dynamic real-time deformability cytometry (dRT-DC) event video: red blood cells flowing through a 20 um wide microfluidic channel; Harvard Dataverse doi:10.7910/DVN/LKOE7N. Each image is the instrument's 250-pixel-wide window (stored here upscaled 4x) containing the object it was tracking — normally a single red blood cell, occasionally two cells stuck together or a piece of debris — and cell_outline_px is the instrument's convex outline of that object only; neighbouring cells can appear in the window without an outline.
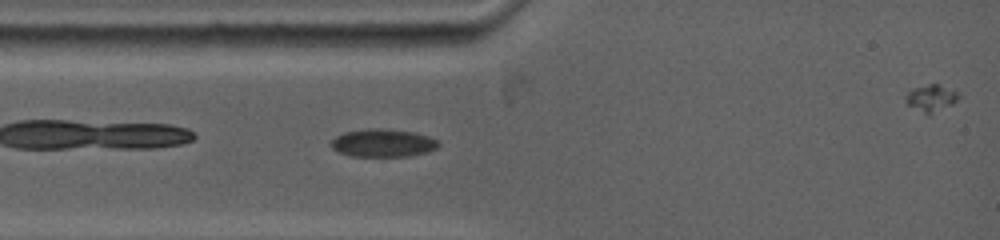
{"species": "common noctule bat (a hibernating species)", "species_latin": "Nyctalus noctula", "temperature_condition": "warm", "stored_images_in_passage": 20, "camera_frame_rate_fps": 5000, "um_per_image_px": 0.085, "animal": {"sex": "female", "body_mass_g": 19.0, "forearm_length_mm": 53.3}, "frame": {"image": 1, "passage_image": 3, "time_ms": 0.8, "image_size_px": [1000, 240], "cell_outline_px": [[440, 144], [436, 148], [424, 152], [408, 156], [352, 156], [340, 152], [332, 148], [328, 144], [336, 136], [344, 132], [372, 128], [388, 128], [412, 132], [428, 136], [436, 140]], "centroid_in_image_um": [32.51, 12.14], "position_along_channel_um": 52.5, "area_um2": 17.34}}
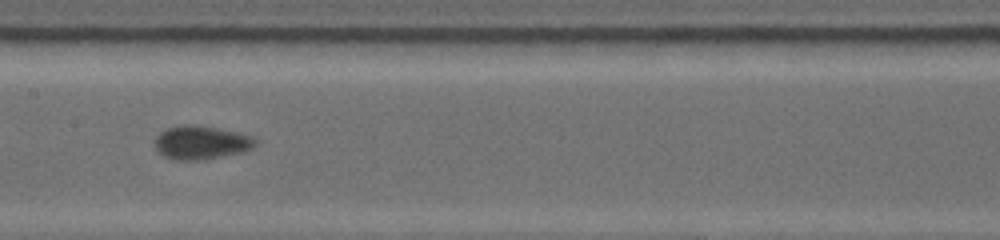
{"frame": {"image": 2, "passage_image": 9, "time_ms": 4.4, "image_size_px": [1000, 240], "cell_outline_px": [[256, 144], [252, 148], [244, 152], [200, 160], [176, 160], [164, 156], [156, 148], [156, 136], [160, 132], [168, 128], [184, 124], [192, 124], [216, 128], [252, 136], [256, 140]], "centroid_in_image_um": [17.1, 12.12], "position_along_channel_um": 190.3, "area_um2": 19.42}}
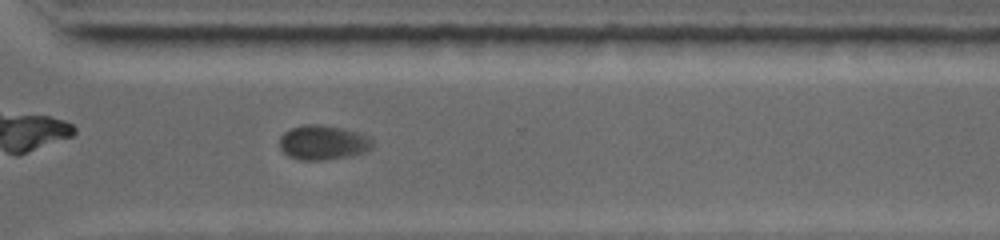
{"frame": {"image": 3, "passage_image": 13, "time_ms": 8.4, "image_size_px": [1000, 240], "cell_outline_px": [[372, 148], [368, 152], [348, 156], [324, 160], [300, 160], [288, 156], [280, 148], [280, 136], [284, 132], [292, 128], [304, 124], [320, 124], [344, 128], [368, 136], [372, 140]], "centroid_in_image_um": [27.46, 12.11], "position_along_channel_um": 343.1, "area_um2": 18.84}, "authors_computed_cell_mechanics": {"area_um2": 17.8024, "velocity_mm_per_s": 3.8279, "shape_relaxation_time_tau1_ms": 7.5774, "shape_relaxation_time_tau2_ms": null, "deformation_change_tau1": 0.1617, "deformation_change_tau2": null}}